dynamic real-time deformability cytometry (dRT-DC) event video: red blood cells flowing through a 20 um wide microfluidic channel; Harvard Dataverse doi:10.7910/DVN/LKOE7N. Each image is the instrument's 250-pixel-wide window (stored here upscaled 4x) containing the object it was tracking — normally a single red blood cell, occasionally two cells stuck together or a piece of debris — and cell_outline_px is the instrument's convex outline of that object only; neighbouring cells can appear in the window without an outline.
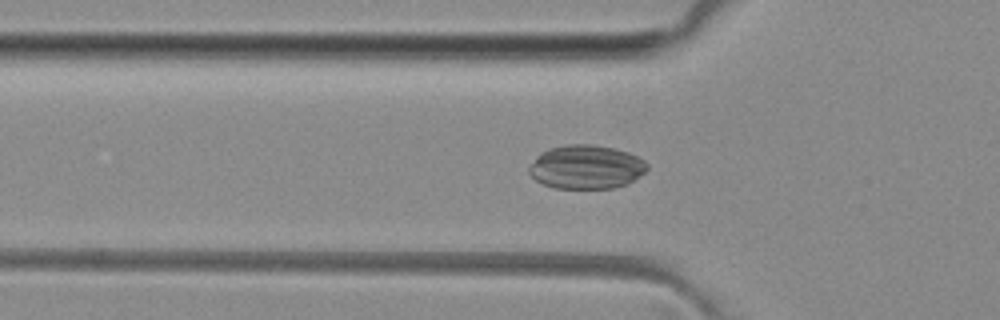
{"species": "common noctule bat (a hibernating species)", "species_latin": "Nyctalus noctula", "temperature_condition": "room temperature", "stored_images_in_passage": 42, "camera_frame_rate_fps": 3000, "um_per_image_px": 0.085, "animal": {"sex": "female", "body_mass_g": 29.2, "forearm_length_mm": 56.3}, "frame": {"image": 1, "passage_image": 8, "time_ms": 2.333, "image_size_px": [1000, 320], "cell_outline_px": [[648, 168], [644, 172], [628, 184], [612, 188], [556, 188], [544, 184], [536, 180], [528, 172], [528, 168], [536, 156], [540, 152], [548, 148], [564, 144], [592, 144], [616, 148], [628, 152], [644, 160], [648, 164]], "centroid_in_image_um": [49.81, 14.18], "position_along_channel_um": 76.0, "area_um2": 30.35}}
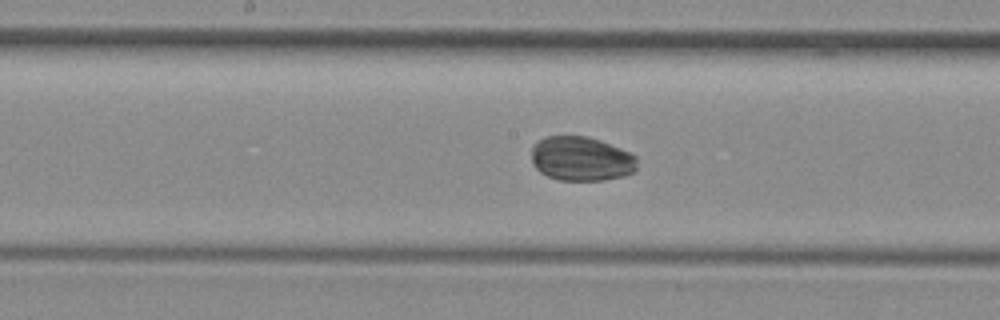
{"frame": {"image": 2, "passage_image": 17, "time_ms": 5.333, "image_size_px": [1000, 320], "cell_outline_px": [[636, 172], [624, 176], [604, 180], [560, 180], [548, 176], [540, 172], [532, 164], [532, 148], [544, 136], [588, 136], [600, 140], [620, 148], [636, 156]], "centroid_in_image_um": [49.41, 13.5], "position_along_channel_um": 198.8, "area_um2": 27.34}}
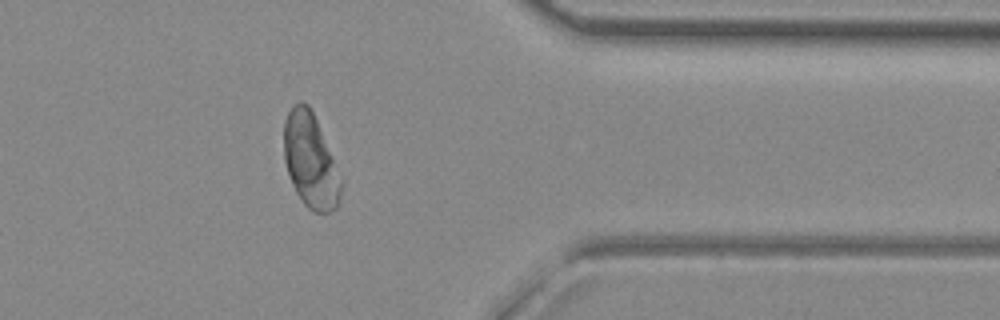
{"frame": {"image": 3, "passage_image": 32, "time_ms": 10.333, "image_size_px": [1000, 320], "cell_outline_px": [[340, 200], [336, 208], [328, 212], [312, 212], [304, 204], [296, 192], [292, 184], [284, 160], [284, 124], [288, 112], [292, 104], [300, 100], [308, 104], [316, 120], [332, 160], [340, 184]], "centroid_in_image_um": [26.33, 13.65], "position_along_channel_um": 385.1, "area_um2": 30.46}}